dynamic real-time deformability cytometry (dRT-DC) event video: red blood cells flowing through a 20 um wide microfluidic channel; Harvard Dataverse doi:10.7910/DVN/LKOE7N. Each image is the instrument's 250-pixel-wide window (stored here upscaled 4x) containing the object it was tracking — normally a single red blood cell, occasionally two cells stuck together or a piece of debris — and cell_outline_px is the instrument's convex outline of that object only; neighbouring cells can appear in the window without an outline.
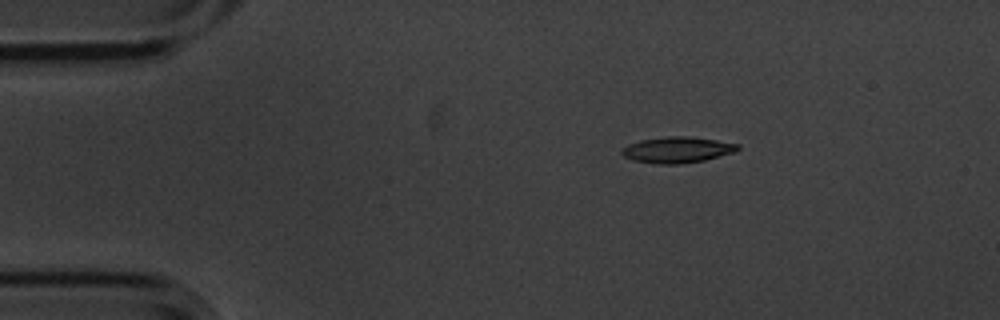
{"species": "common noctule bat (a hibernating species)", "species_latin": "Nyctalus noctula", "temperature_condition": "cold", "stored_images_in_passage": 3, "camera_frame_rate_fps": 3000, "um_per_image_px": 0.085, "animal": {"sex": "male", "body_mass_g": 20.1, "forearm_length_mm": 53.5}, "frame": {"image": 1, "passage_image": 1, "time_ms": 0.0, "image_size_px": [1000, 320], "cell_outline_px": [[740, 148], [736, 152], [704, 160], [680, 164], [656, 164], [632, 160], [624, 156], [620, 152], [620, 148], [628, 144], [640, 140], [668, 136], [688, 136], [716, 140], [740, 144]], "centroid_in_image_um": [57.55, 12.73], "position_along_channel_um": 27.4, "area_um2": 17.74}}
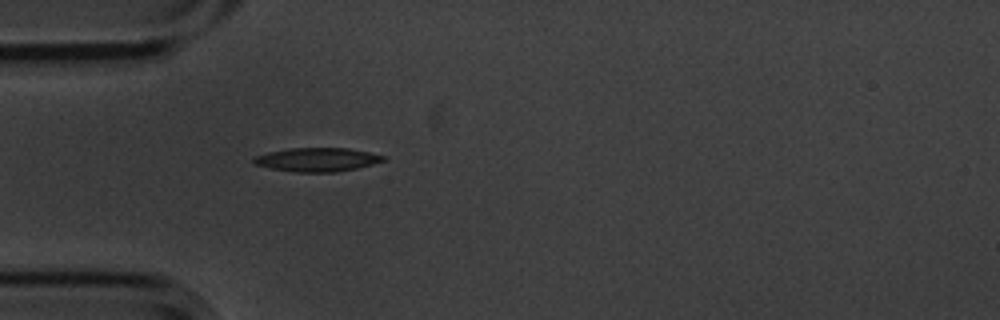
{"frame": {"image": 2, "passage_image": 3, "time_ms": 0.667, "image_size_px": [1000, 320], "cell_outline_px": [[388, 160], [356, 168], [336, 172], [296, 172], [272, 168], [252, 164], [252, 156], [268, 152], [292, 148], [348, 148], [368, 152], [384, 156]], "centroid_in_image_um": [26.93, 13.56], "position_along_channel_um": 58.1, "area_um2": 17.92}}